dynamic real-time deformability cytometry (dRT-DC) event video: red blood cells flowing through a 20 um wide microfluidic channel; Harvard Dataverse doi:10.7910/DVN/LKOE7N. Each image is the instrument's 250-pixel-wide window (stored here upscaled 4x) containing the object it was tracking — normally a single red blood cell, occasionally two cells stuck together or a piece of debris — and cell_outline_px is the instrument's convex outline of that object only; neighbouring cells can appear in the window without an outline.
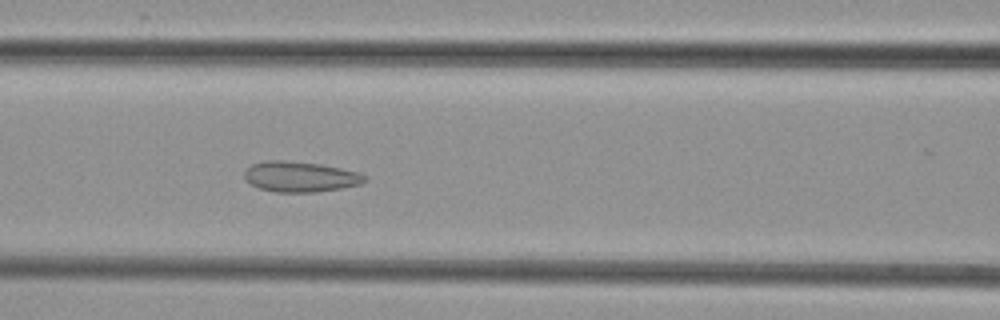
{"species": "common noctule bat (a hibernating species)", "species_latin": "Nyctalus noctula", "temperature_condition": "cold", "stored_images_in_passage": 10, "camera_frame_rate_fps": 3000, "um_per_image_px": 0.085, "animal": {"sex": "female", "body_mass_g": 29.2, "forearm_length_mm": 56.3}, "frame": {"image": 1, "passage_image": 6, "time_ms": 6.667, "image_size_px": [1000, 320], "cell_outline_px": [[368, 180], [360, 184], [340, 188], [316, 192], [276, 192], [260, 188], [248, 184], [244, 180], [244, 168], [252, 164], [268, 160], [284, 160], [320, 164], [360, 172], [368, 176]], "centroid_in_image_um": [25.5, 15.01], "position_along_channel_um": 141.1, "area_um2": 21.62}}
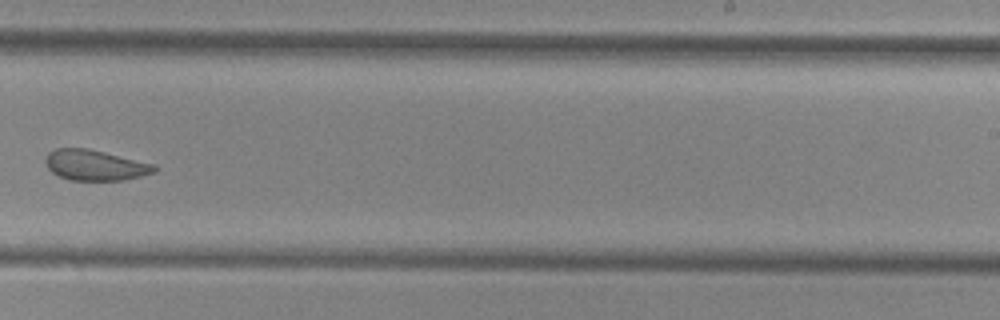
{"frame": {"image": 2, "passage_image": 9, "time_ms": 10.333, "image_size_px": [1000, 320], "cell_outline_px": [[156, 172], [124, 180], [68, 180], [52, 172], [48, 168], [44, 160], [48, 152], [56, 148], [88, 148], [156, 164]], "centroid_in_image_um": [8.08, 14.03], "position_along_channel_um": 280.9, "area_um2": 19.48}}
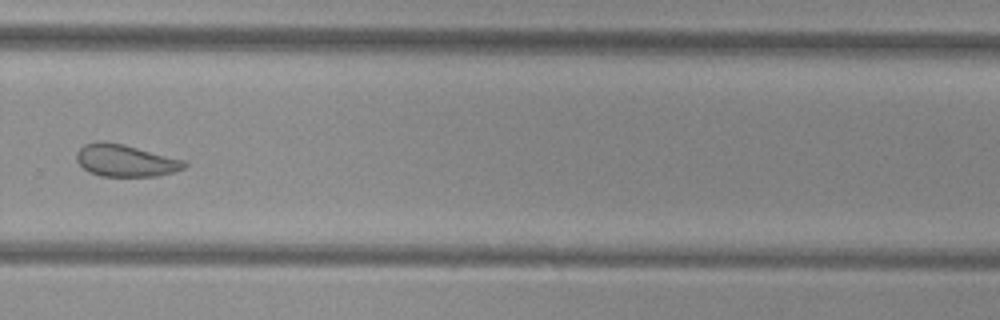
{"frame": {"image": 3, "passage_image": 10, "time_ms": 11.333, "image_size_px": [1000, 320], "cell_outline_px": [[188, 164], [184, 168], [172, 172], [156, 176], [100, 176], [88, 172], [76, 160], [76, 152], [84, 144], [96, 140], [104, 140], [124, 144], [188, 160]], "centroid_in_image_um": [10.67, 13.62], "position_along_channel_um": 319.1, "area_um2": 20.58}}